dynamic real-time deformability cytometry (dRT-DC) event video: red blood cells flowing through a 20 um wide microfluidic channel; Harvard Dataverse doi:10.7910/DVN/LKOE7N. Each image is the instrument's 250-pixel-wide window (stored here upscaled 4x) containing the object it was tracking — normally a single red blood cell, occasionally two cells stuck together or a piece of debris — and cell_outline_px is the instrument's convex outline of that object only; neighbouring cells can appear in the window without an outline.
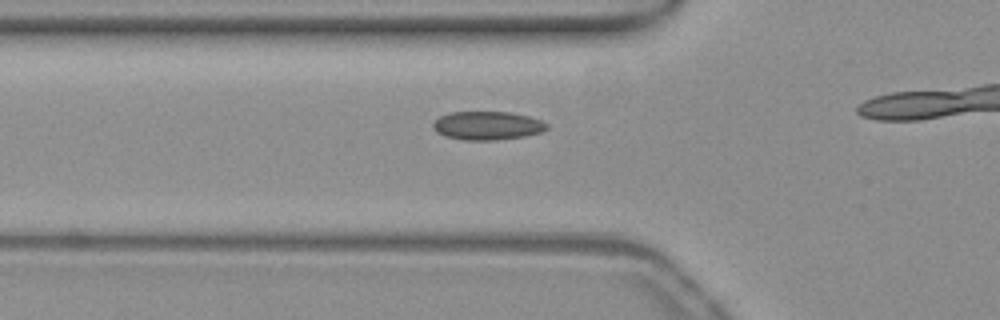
{"species": "common noctule bat (a hibernating species)", "species_latin": "Nyctalus noctula", "temperature_condition": "warm", "stored_images_in_passage": 18, "camera_frame_rate_fps": 3000, "um_per_image_px": 0.085, "animal": {"sex": "female", "body_mass_g": 19.3, "forearm_length_mm": 54.1}, "frame": {"image": 1, "passage_image": 13, "time_ms": 4.0, "image_size_px": [1000, 320], "cell_outline_px": [[548, 128], [540, 132], [524, 136], [496, 140], [464, 140], [444, 136], [436, 132], [432, 128], [432, 124], [440, 116], [448, 112], [508, 112], [528, 116], [540, 120], [548, 124]], "centroid_in_image_um": [41.39, 10.68], "position_along_channel_um": 84.4, "area_um2": 18.9}}
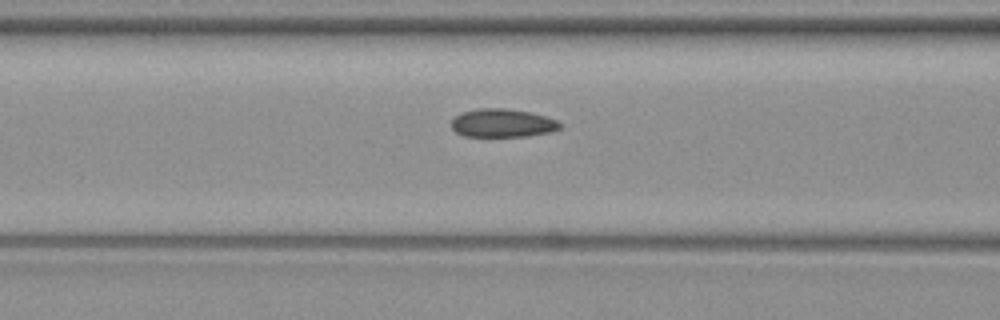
{"frame": {"image": 2, "passage_image": 16, "time_ms": 5.0, "image_size_px": [1000, 320], "cell_outline_px": [[560, 128], [548, 132], [528, 136], [464, 136], [456, 132], [452, 128], [452, 120], [460, 112], [476, 108], [504, 108], [532, 112], [556, 120], [560, 124]], "centroid_in_image_um": [42.67, 10.45], "position_along_channel_um": 123.9, "area_um2": 17.86}}